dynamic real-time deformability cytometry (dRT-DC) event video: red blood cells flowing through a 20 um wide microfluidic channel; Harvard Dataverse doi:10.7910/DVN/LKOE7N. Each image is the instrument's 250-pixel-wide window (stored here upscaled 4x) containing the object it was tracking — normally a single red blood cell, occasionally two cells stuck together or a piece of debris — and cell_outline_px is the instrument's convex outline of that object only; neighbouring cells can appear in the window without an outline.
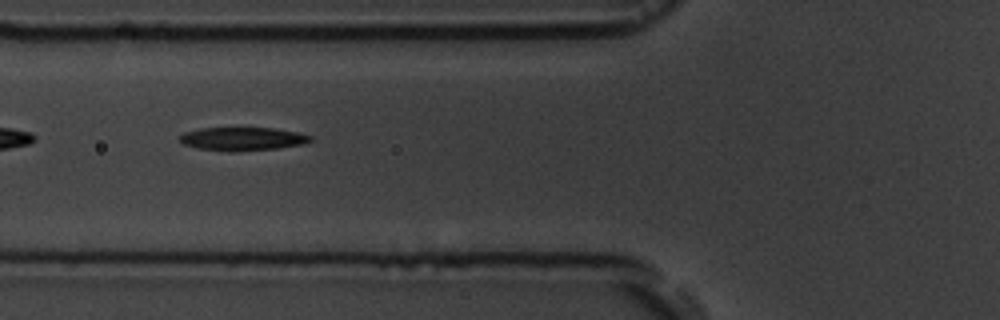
{"species": "common noctule bat (a hibernating species)", "species_latin": "Nyctalus noctula", "temperature_condition": "room temperature", "stored_images_in_passage": 3, "camera_frame_rate_fps": 3000, "um_per_image_px": 0.085, "animal": {"sex": "male", "body_mass_g": 19.5, "forearm_length_mm": 54.6}, "frame": {"image": 1, "passage_image": 2, "time_ms": 1.333, "image_size_px": [1000, 320], "cell_outline_px": [[312, 140], [304, 144], [276, 148], [236, 152], [228, 152], [196, 148], [184, 144], [180, 140], [180, 136], [184, 132], [200, 128], [276, 128], [300, 132], [312, 136]], "centroid_in_image_um": [20.64, 11.8], "position_along_channel_um": 105.2, "area_um2": 17.98}}
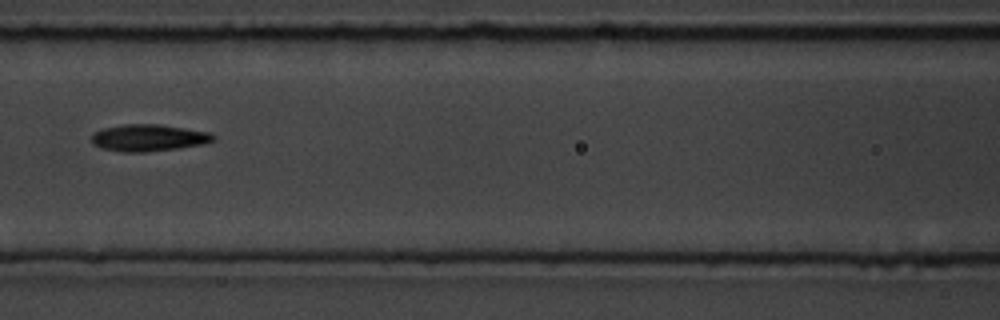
{"frame": {"image": 2, "passage_image": 3, "time_ms": 2.667, "image_size_px": [1000, 320], "cell_outline_px": [[216, 140], [204, 144], [176, 148], [144, 152], [120, 152], [100, 148], [92, 144], [92, 136], [96, 132], [104, 128], [124, 124], [160, 124], [212, 132], [216, 136]], "centroid_in_image_um": [12.67, 11.71], "position_along_channel_um": 153.9, "area_um2": 19.19}}